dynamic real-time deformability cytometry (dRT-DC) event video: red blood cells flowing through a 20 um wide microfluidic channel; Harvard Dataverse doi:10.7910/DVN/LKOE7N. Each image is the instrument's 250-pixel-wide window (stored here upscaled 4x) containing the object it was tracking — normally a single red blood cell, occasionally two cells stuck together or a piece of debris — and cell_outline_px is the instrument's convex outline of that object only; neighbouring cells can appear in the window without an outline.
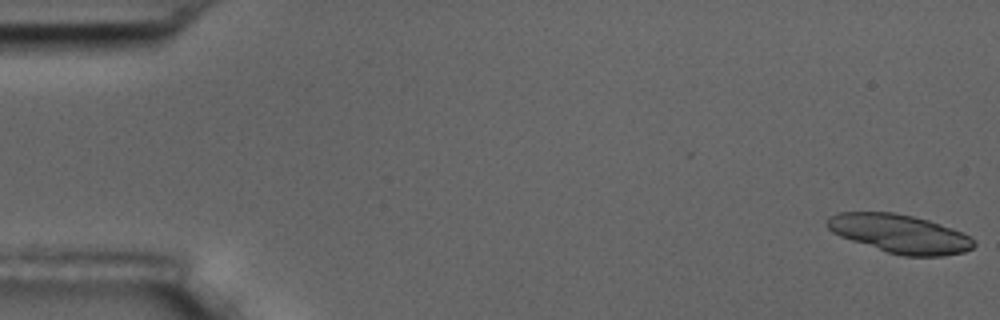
{"species": "common noctule bat (a hibernating species)", "species_latin": "Nyctalus noctula", "temperature_condition": "room temperature", "stored_images_in_passage": 6, "camera_frame_rate_fps": 3000, "um_per_image_px": 0.085, "animal": {"sex": "male", "body_mass_g": 17.5, "forearm_length_mm": 52.3}, "frame": {"image": 1, "passage_image": 1, "time_ms": 0.0, "image_size_px": [1000, 320], "cell_outline_px": [[976, 244], [972, 248], [964, 252], [944, 256], [904, 256], [888, 252], [840, 236], [832, 232], [828, 228], [828, 216], [840, 212], [896, 212], [928, 220], [940, 224], [960, 232], [976, 240]], "centroid_in_image_um": [76.5, 19.86], "position_along_channel_um": 8.5, "area_um2": 32.66}}